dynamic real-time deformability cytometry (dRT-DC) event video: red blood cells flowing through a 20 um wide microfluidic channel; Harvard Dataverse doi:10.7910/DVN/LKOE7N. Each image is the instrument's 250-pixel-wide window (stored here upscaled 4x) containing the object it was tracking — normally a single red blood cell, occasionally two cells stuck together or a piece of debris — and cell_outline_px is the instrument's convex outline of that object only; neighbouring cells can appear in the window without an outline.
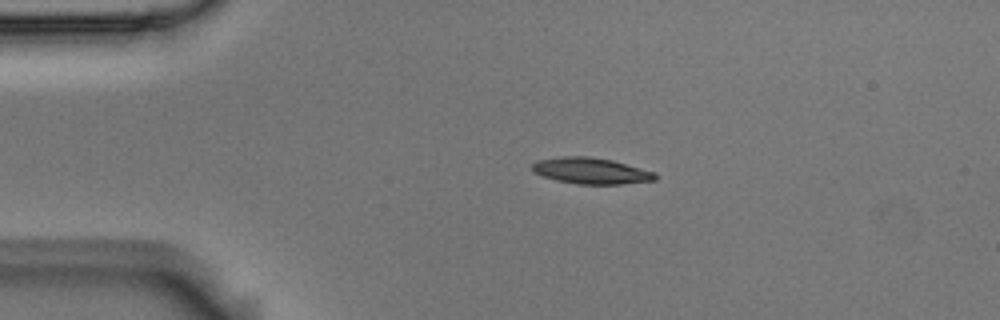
{"species": "Egyptian fruit bat (a non-hibernating species)", "species_latin": "Rousettus aegyptiacus", "temperature_condition": "room temperature", "stored_images_in_passage": 43, "camera_frame_rate_fps": 3000, "um_per_image_px": 0.085, "animal": {"sex": "male"}, "frame": {"image": 1, "passage_image": 1, "time_ms": 0.0, "image_size_px": [1000, 320], "cell_outline_px": [[656, 180], [620, 184], [576, 184], [556, 180], [532, 172], [532, 164], [536, 160], [564, 156], [588, 156], [612, 160], [656, 172]], "centroid_in_image_um": [50.22, 14.52], "position_along_channel_um": 34.8, "area_um2": 18.79}}
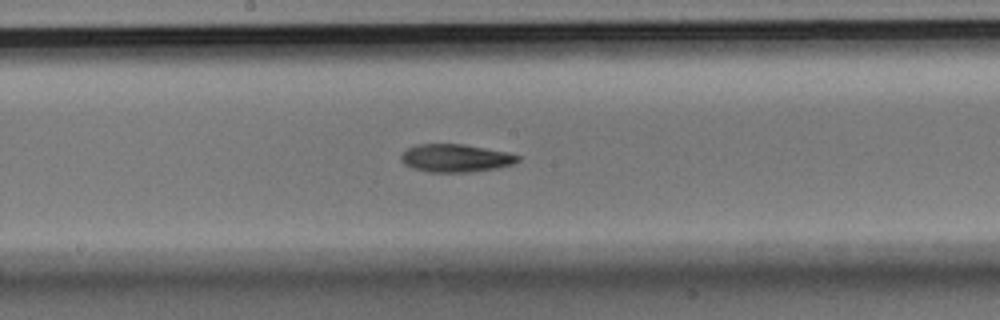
{"frame": {"image": 2, "passage_image": 18, "time_ms": 5.667, "image_size_px": [1000, 320], "cell_outline_px": [[520, 160], [516, 164], [496, 168], [472, 172], [428, 172], [412, 168], [404, 164], [400, 160], [400, 156], [408, 148], [416, 144], [464, 144], [508, 152], [520, 156]], "centroid_in_image_um": [38.74, 13.44], "position_along_channel_um": 209.5, "area_um2": 19.19}}
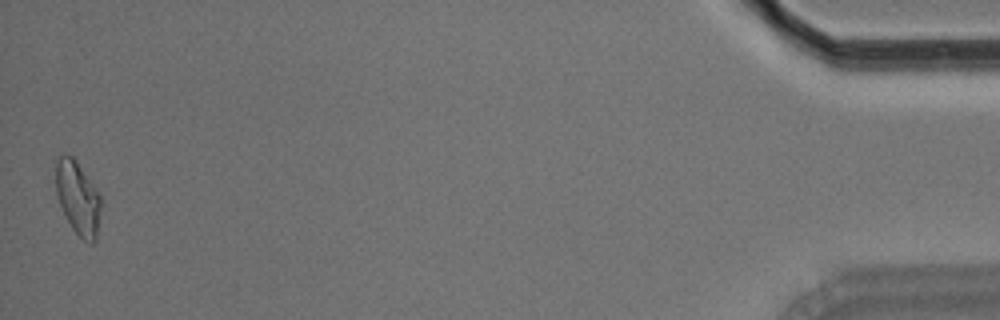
{"frame": {"image": 3, "passage_image": 43, "time_ms": 14.0, "image_size_px": [1000, 320], "cell_outline_px": [[100, 212], [96, 240], [92, 244], [84, 240], [72, 228], [60, 204], [56, 192], [56, 164], [60, 156], [64, 152], [72, 156], [76, 160], [100, 196]], "centroid_in_image_um": [6.61, 16.82], "position_along_channel_um": 428.6, "area_um2": 18.84}, "authors_computed_cell_mechanics": {"area_um2": 18.7272, "velocity_mm_per_s": 3.7413, "shape_relaxation_time_tau1_ms": 7.6066, "shape_relaxation_time_tau2_ms": null, "deformation_change_tau1": 0.1962, "deformation_change_tau2": null}}